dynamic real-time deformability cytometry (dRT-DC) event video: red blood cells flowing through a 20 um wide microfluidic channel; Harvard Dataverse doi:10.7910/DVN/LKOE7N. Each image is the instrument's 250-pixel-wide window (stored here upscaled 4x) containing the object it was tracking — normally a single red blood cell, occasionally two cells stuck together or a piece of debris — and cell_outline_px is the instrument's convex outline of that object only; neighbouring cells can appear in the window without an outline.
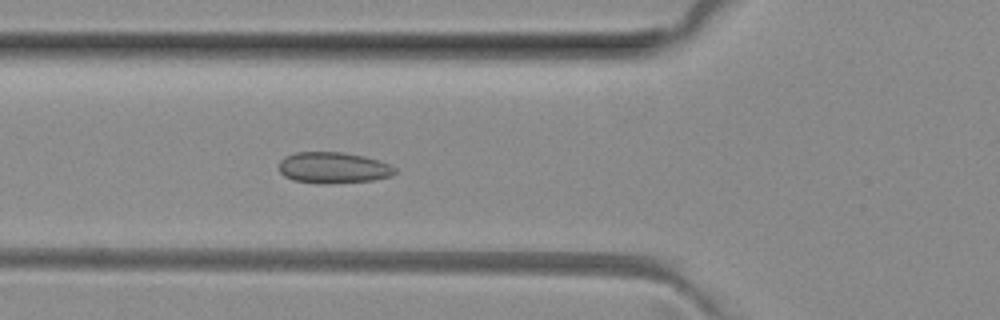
{"species": "common noctule bat (a hibernating species)", "species_latin": "Nyctalus noctula", "temperature_condition": "room temperature", "stored_images_in_passage": 41, "camera_frame_rate_fps": 3000, "um_per_image_px": 0.085, "animal": {"sex": "female", "body_mass_g": 29.2, "forearm_length_mm": 56.3}, "frame": {"image": 1, "passage_image": 11, "time_ms": 3.333, "image_size_px": [1000, 320], "cell_outline_px": [[396, 172], [392, 176], [372, 180], [328, 184], [320, 184], [292, 180], [284, 176], [280, 172], [280, 160], [284, 156], [296, 152], [340, 152], [364, 156], [388, 164], [396, 168]], "centroid_in_image_um": [28.3, 14.26], "position_along_channel_um": 97.5, "area_um2": 21.1}}
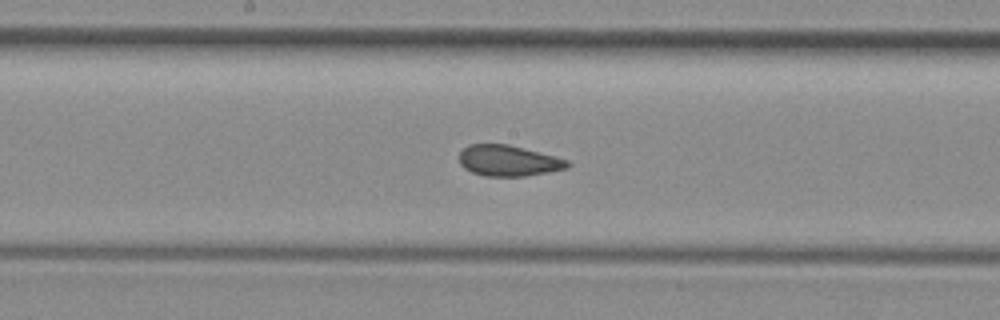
{"frame": {"image": 2, "passage_image": 19, "time_ms": 6.0, "image_size_px": [1000, 320], "cell_outline_px": [[572, 164], [568, 168], [548, 172], [524, 176], [484, 176], [472, 172], [464, 168], [460, 164], [460, 152], [468, 144], [508, 144], [556, 156], [568, 160]], "centroid_in_image_um": [43.23, 13.66], "position_along_channel_um": 205.0, "area_um2": 19.54}}
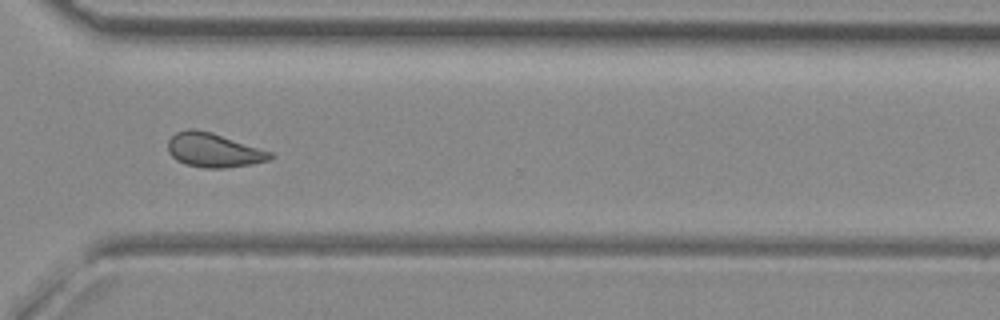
{"frame": {"image": 3, "passage_image": 30, "time_ms": 9.667, "image_size_px": [1000, 320], "cell_outline_px": [[276, 156], [268, 160], [252, 164], [224, 168], [204, 168], [184, 164], [176, 160], [168, 152], [168, 140], [176, 132], [188, 128], [192, 128], [212, 132], [272, 152]], "centroid_in_image_um": [18.15, 12.76], "position_along_channel_um": 352.5, "area_um2": 20.46}, "authors_computed_cell_mechanics": {"area_um2": 20.808, "velocity_mm_per_s": 4.0203, "shape_relaxation_time_tau1_ms": null, "shape_relaxation_time_tau2_ms": 1.1679, "deformation_change_tau1": null, "deformation_change_tau2": 0.0861}}